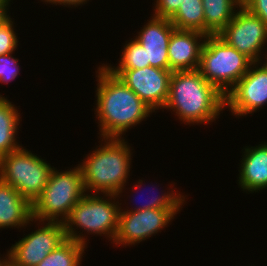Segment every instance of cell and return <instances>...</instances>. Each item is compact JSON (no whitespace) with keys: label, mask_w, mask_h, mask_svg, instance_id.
Masks as SVG:
<instances>
[{"label":"cell","mask_w":267,"mask_h":266,"mask_svg":"<svg viewBox=\"0 0 267 266\" xmlns=\"http://www.w3.org/2000/svg\"><path fill=\"white\" fill-rule=\"evenodd\" d=\"M31 222L32 205L15 188L0 180V229H25Z\"/></svg>","instance_id":"obj_16"},{"label":"cell","mask_w":267,"mask_h":266,"mask_svg":"<svg viewBox=\"0 0 267 266\" xmlns=\"http://www.w3.org/2000/svg\"><path fill=\"white\" fill-rule=\"evenodd\" d=\"M101 195L100 193H93V195L86 193L72 208L69 216L63 222L67 239L87 247V241H89L87 235H104L103 237L113 244L118 230L122 200H119L115 194ZM79 229L80 231H78Z\"/></svg>","instance_id":"obj_4"},{"label":"cell","mask_w":267,"mask_h":266,"mask_svg":"<svg viewBox=\"0 0 267 266\" xmlns=\"http://www.w3.org/2000/svg\"><path fill=\"white\" fill-rule=\"evenodd\" d=\"M7 97L0 94V158L22 147L17 140L20 111Z\"/></svg>","instance_id":"obj_17"},{"label":"cell","mask_w":267,"mask_h":266,"mask_svg":"<svg viewBox=\"0 0 267 266\" xmlns=\"http://www.w3.org/2000/svg\"><path fill=\"white\" fill-rule=\"evenodd\" d=\"M35 222L38 229L23 235L24 238L12 244L4 254L16 266H37L67 239L63 223L34 221L33 224Z\"/></svg>","instance_id":"obj_9"},{"label":"cell","mask_w":267,"mask_h":266,"mask_svg":"<svg viewBox=\"0 0 267 266\" xmlns=\"http://www.w3.org/2000/svg\"><path fill=\"white\" fill-rule=\"evenodd\" d=\"M253 62L217 35H208L202 48L198 71L223 95L237 84Z\"/></svg>","instance_id":"obj_6"},{"label":"cell","mask_w":267,"mask_h":266,"mask_svg":"<svg viewBox=\"0 0 267 266\" xmlns=\"http://www.w3.org/2000/svg\"><path fill=\"white\" fill-rule=\"evenodd\" d=\"M85 194L79 165L66 171L54 167L41 196L32 205V219L63 223Z\"/></svg>","instance_id":"obj_5"},{"label":"cell","mask_w":267,"mask_h":266,"mask_svg":"<svg viewBox=\"0 0 267 266\" xmlns=\"http://www.w3.org/2000/svg\"><path fill=\"white\" fill-rule=\"evenodd\" d=\"M97 100L94 111L97 118L99 138L124 139L126 132L155 113L120 78L105 66L96 71Z\"/></svg>","instance_id":"obj_1"},{"label":"cell","mask_w":267,"mask_h":266,"mask_svg":"<svg viewBox=\"0 0 267 266\" xmlns=\"http://www.w3.org/2000/svg\"><path fill=\"white\" fill-rule=\"evenodd\" d=\"M121 51L122 54H120V60L116 67L111 63H102L113 75H116L121 69H139L150 66V62H147L145 48L135 38L127 40Z\"/></svg>","instance_id":"obj_22"},{"label":"cell","mask_w":267,"mask_h":266,"mask_svg":"<svg viewBox=\"0 0 267 266\" xmlns=\"http://www.w3.org/2000/svg\"><path fill=\"white\" fill-rule=\"evenodd\" d=\"M181 210L182 208H166L120 211L118 230L113 244L117 247L122 245L130 247L150 239L168 227Z\"/></svg>","instance_id":"obj_8"},{"label":"cell","mask_w":267,"mask_h":266,"mask_svg":"<svg viewBox=\"0 0 267 266\" xmlns=\"http://www.w3.org/2000/svg\"><path fill=\"white\" fill-rule=\"evenodd\" d=\"M1 266H16L15 264H13L10 260H8L7 258H5L1 264Z\"/></svg>","instance_id":"obj_30"},{"label":"cell","mask_w":267,"mask_h":266,"mask_svg":"<svg viewBox=\"0 0 267 266\" xmlns=\"http://www.w3.org/2000/svg\"><path fill=\"white\" fill-rule=\"evenodd\" d=\"M172 73L171 70L146 66L139 69H121L116 76L157 113L164 108L168 100Z\"/></svg>","instance_id":"obj_12"},{"label":"cell","mask_w":267,"mask_h":266,"mask_svg":"<svg viewBox=\"0 0 267 266\" xmlns=\"http://www.w3.org/2000/svg\"><path fill=\"white\" fill-rule=\"evenodd\" d=\"M14 18H10L6 23L0 26V55L15 53L18 49V33L15 31Z\"/></svg>","instance_id":"obj_23"},{"label":"cell","mask_w":267,"mask_h":266,"mask_svg":"<svg viewBox=\"0 0 267 266\" xmlns=\"http://www.w3.org/2000/svg\"><path fill=\"white\" fill-rule=\"evenodd\" d=\"M14 53L0 55V83L8 84L15 80L19 75V59L15 58ZM14 56V57H13Z\"/></svg>","instance_id":"obj_24"},{"label":"cell","mask_w":267,"mask_h":266,"mask_svg":"<svg viewBox=\"0 0 267 266\" xmlns=\"http://www.w3.org/2000/svg\"><path fill=\"white\" fill-rule=\"evenodd\" d=\"M241 157L237 177L239 188L248 194L267 189V142L245 146Z\"/></svg>","instance_id":"obj_15"},{"label":"cell","mask_w":267,"mask_h":266,"mask_svg":"<svg viewBox=\"0 0 267 266\" xmlns=\"http://www.w3.org/2000/svg\"><path fill=\"white\" fill-rule=\"evenodd\" d=\"M156 2V3H155ZM184 0H155L153 16L171 19L179 9ZM155 7V8H154Z\"/></svg>","instance_id":"obj_25"},{"label":"cell","mask_w":267,"mask_h":266,"mask_svg":"<svg viewBox=\"0 0 267 266\" xmlns=\"http://www.w3.org/2000/svg\"><path fill=\"white\" fill-rule=\"evenodd\" d=\"M242 6L267 25V0H245Z\"/></svg>","instance_id":"obj_26"},{"label":"cell","mask_w":267,"mask_h":266,"mask_svg":"<svg viewBox=\"0 0 267 266\" xmlns=\"http://www.w3.org/2000/svg\"><path fill=\"white\" fill-rule=\"evenodd\" d=\"M51 166L25 147L0 158V180L15 188L31 205L46 187Z\"/></svg>","instance_id":"obj_7"},{"label":"cell","mask_w":267,"mask_h":266,"mask_svg":"<svg viewBox=\"0 0 267 266\" xmlns=\"http://www.w3.org/2000/svg\"><path fill=\"white\" fill-rule=\"evenodd\" d=\"M11 0H0V26L6 23L10 18L11 15L9 12V6H11ZM10 15V16H9Z\"/></svg>","instance_id":"obj_28"},{"label":"cell","mask_w":267,"mask_h":266,"mask_svg":"<svg viewBox=\"0 0 267 266\" xmlns=\"http://www.w3.org/2000/svg\"><path fill=\"white\" fill-rule=\"evenodd\" d=\"M225 95L206 81L198 70L175 71L163 109L175 112L185 125L212 124L225 110Z\"/></svg>","instance_id":"obj_2"},{"label":"cell","mask_w":267,"mask_h":266,"mask_svg":"<svg viewBox=\"0 0 267 266\" xmlns=\"http://www.w3.org/2000/svg\"><path fill=\"white\" fill-rule=\"evenodd\" d=\"M136 183L133 185V188H132L133 190L130 191L131 192V195H132V192L133 191H135L136 192L135 194L137 195V193H138L137 190L142 189L141 186L143 187V180L142 179H139V181H137ZM175 184L176 183H172V184L170 183L169 191L168 190H167V192L166 191L165 192L164 191H160L161 194L159 192L158 195L156 194L157 196L156 195L155 196L152 195L151 198H149L150 200L147 198L149 201L146 200V202L144 201V203L142 201L143 204L141 203L140 205L138 204V206H134V207L132 206L131 208L127 207L126 209H125V207L122 209V206H120V211H142V210H145V209L183 208L182 206H184L186 204L185 203L186 202L185 200L187 199L186 198L187 196H186V194L183 195L184 193H180L179 191H177L176 188L175 189L174 188L172 189V187H174ZM151 186L153 187L154 185H151ZM148 187H150V186H148ZM154 188L157 190V187L154 186ZM151 190H149V191L151 192ZM155 192H157V191H155ZM142 195H143V193H142ZM134 198L135 197L133 196V201H134ZM135 203H136V201H135Z\"/></svg>","instance_id":"obj_19"},{"label":"cell","mask_w":267,"mask_h":266,"mask_svg":"<svg viewBox=\"0 0 267 266\" xmlns=\"http://www.w3.org/2000/svg\"><path fill=\"white\" fill-rule=\"evenodd\" d=\"M267 104V72L254 62L246 74L226 94L225 107L233 116L247 117Z\"/></svg>","instance_id":"obj_11"},{"label":"cell","mask_w":267,"mask_h":266,"mask_svg":"<svg viewBox=\"0 0 267 266\" xmlns=\"http://www.w3.org/2000/svg\"><path fill=\"white\" fill-rule=\"evenodd\" d=\"M86 248L83 244L66 239L37 266H81Z\"/></svg>","instance_id":"obj_21"},{"label":"cell","mask_w":267,"mask_h":266,"mask_svg":"<svg viewBox=\"0 0 267 266\" xmlns=\"http://www.w3.org/2000/svg\"><path fill=\"white\" fill-rule=\"evenodd\" d=\"M135 39L146 50L147 62L150 66L170 70L168 57V44L175 27L170 19L151 15Z\"/></svg>","instance_id":"obj_13"},{"label":"cell","mask_w":267,"mask_h":266,"mask_svg":"<svg viewBox=\"0 0 267 266\" xmlns=\"http://www.w3.org/2000/svg\"><path fill=\"white\" fill-rule=\"evenodd\" d=\"M170 22L175 29L194 30L205 34L202 0H184Z\"/></svg>","instance_id":"obj_20"},{"label":"cell","mask_w":267,"mask_h":266,"mask_svg":"<svg viewBox=\"0 0 267 266\" xmlns=\"http://www.w3.org/2000/svg\"><path fill=\"white\" fill-rule=\"evenodd\" d=\"M6 258V255L4 256L3 255V257H0V266H1V264H2V262H3V260Z\"/></svg>","instance_id":"obj_31"},{"label":"cell","mask_w":267,"mask_h":266,"mask_svg":"<svg viewBox=\"0 0 267 266\" xmlns=\"http://www.w3.org/2000/svg\"><path fill=\"white\" fill-rule=\"evenodd\" d=\"M205 18V35H217L234 18L238 0H202Z\"/></svg>","instance_id":"obj_18"},{"label":"cell","mask_w":267,"mask_h":266,"mask_svg":"<svg viewBox=\"0 0 267 266\" xmlns=\"http://www.w3.org/2000/svg\"><path fill=\"white\" fill-rule=\"evenodd\" d=\"M42 2H45L46 3V5H47V3L48 4H50L51 3V5H61V6H68V7H72V8H76V7H78V6H82L83 4H86L87 3V1H89V0H41ZM75 6V7H74Z\"/></svg>","instance_id":"obj_27"},{"label":"cell","mask_w":267,"mask_h":266,"mask_svg":"<svg viewBox=\"0 0 267 266\" xmlns=\"http://www.w3.org/2000/svg\"><path fill=\"white\" fill-rule=\"evenodd\" d=\"M79 163L87 193L115 194L120 199L127 189L132 162V148L125 139L101 138ZM131 148V149H130Z\"/></svg>","instance_id":"obj_3"},{"label":"cell","mask_w":267,"mask_h":266,"mask_svg":"<svg viewBox=\"0 0 267 266\" xmlns=\"http://www.w3.org/2000/svg\"><path fill=\"white\" fill-rule=\"evenodd\" d=\"M217 36L253 63L259 60L264 50L267 51V25L243 6L237 9L234 18Z\"/></svg>","instance_id":"obj_10"},{"label":"cell","mask_w":267,"mask_h":266,"mask_svg":"<svg viewBox=\"0 0 267 266\" xmlns=\"http://www.w3.org/2000/svg\"><path fill=\"white\" fill-rule=\"evenodd\" d=\"M206 38L199 31L174 29L168 44L170 70H197Z\"/></svg>","instance_id":"obj_14"},{"label":"cell","mask_w":267,"mask_h":266,"mask_svg":"<svg viewBox=\"0 0 267 266\" xmlns=\"http://www.w3.org/2000/svg\"><path fill=\"white\" fill-rule=\"evenodd\" d=\"M265 53L264 54H260V57H259V60L257 61V64L259 66H261L267 72V52H265ZM264 55H265V57H264ZM263 57H264V60H263Z\"/></svg>","instance_id":"obj_29"}]
</instances>
